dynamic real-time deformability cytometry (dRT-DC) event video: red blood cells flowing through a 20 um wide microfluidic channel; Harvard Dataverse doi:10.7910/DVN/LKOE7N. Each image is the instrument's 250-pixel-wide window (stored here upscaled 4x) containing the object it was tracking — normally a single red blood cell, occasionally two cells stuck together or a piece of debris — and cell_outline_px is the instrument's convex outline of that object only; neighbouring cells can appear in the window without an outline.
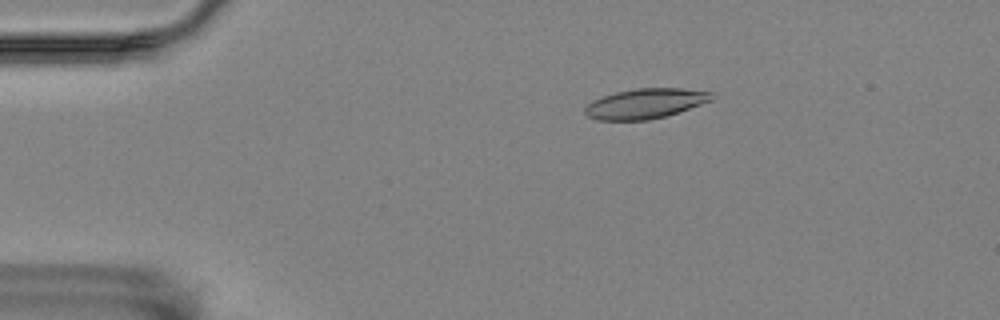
{"species": "Egyptian fruit bat (a non-hibernating species)", "species_latin": "Rousettus aegyptiacus", "temperature_condition": "room temperature", "stored_images_in_passage": 51, "camera_frame_rate_fps": 3000, "um_per_image_px": 0.085, "animal": {"sex": "female"}, "frame": {"image": 1, "passage_image": 4, "time_ms": 1.0, "image_size_px": [1000, 320], "cell_outline_px": [[712, 100], [664, 116], [648, 120], [600, 120], [588, 116], [584, 112], [584, 108], [592, 100], [616, 92], [636, 88], [680, 88], [712, 92]], "centroid_in_image_um": [54.81, 8.79], "position_along_channel_um": 30.2, "area_um2": 21.79}}
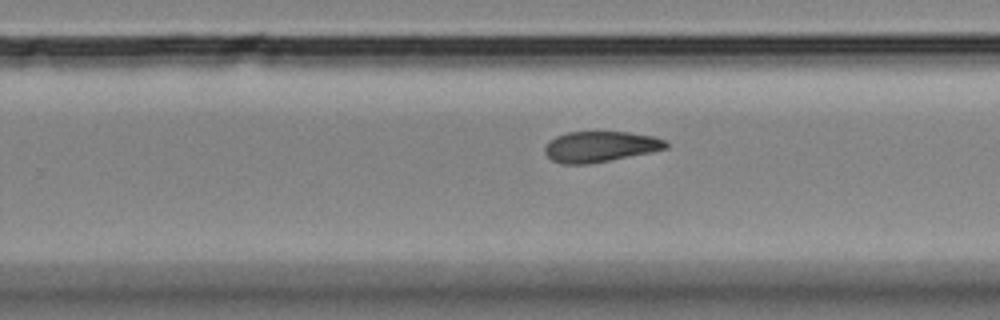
{"frame": {"image": 2, "passage_image": 30, "time_ms": 9.667, "image_size_px": [1000, 320], "cell_outline_px": [[668, 148], [652, 152], [612, 160], [588, 164], [564, 164], [552, 160], [544, 152], [544, 148], [548, 140], [556, 136], [568, 132], [628, 132], [652, 136], [664, 140], [668, 144]], "centroid_in_image_um": [51.0, 12.47], "position_along_channel_um": 278.8, "area_um2": 21.73}}
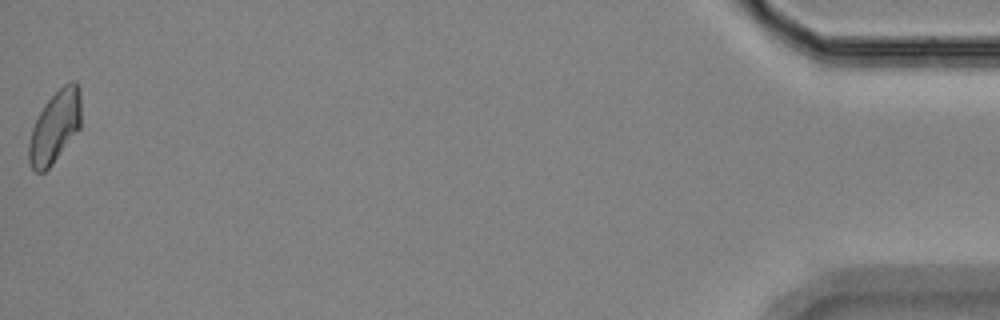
{"frame": {"image": 3, "passage_image": 51, "time_ms": 16.667, "image_size_px": [1000, 320], "cell_outline_px": [[80, 128], [52, 164], [44, 172], [36, 172], [32, 168], [28, 160], [28, 144], [32, 128], [44, 104], [64, 84], [72, 80], [76, 80], [80, 88]], "centroid_in_image_um": [4.67, 10.77], "position_along_channel_um": 430.5, "area_um2": 21.79}, "authors_computed_cell_mechanics": {"area_um2": 22.3108, "velocity_mm_per_s": 3.4772, "shape_relaxation_time_tau1_ms": 10.3897, "shape_relaxation_time_tau2_ms": null, "deformation_change_tau1": 0.178, "deformation_change_tau2": null}}